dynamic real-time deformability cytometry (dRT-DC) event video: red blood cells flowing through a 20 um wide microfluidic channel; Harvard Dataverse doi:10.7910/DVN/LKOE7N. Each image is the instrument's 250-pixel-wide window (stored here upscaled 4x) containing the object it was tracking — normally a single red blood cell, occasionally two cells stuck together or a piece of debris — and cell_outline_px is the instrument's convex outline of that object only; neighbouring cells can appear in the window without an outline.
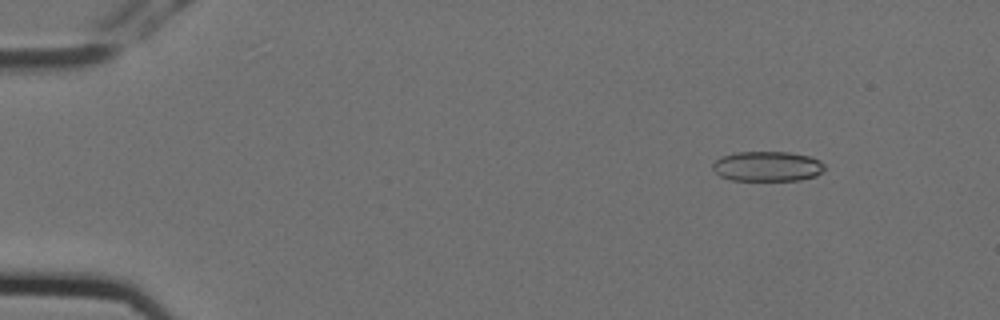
{"species": "Egyptian fruit bat (a non-hibernating species)", "species_latin": "Rousettus aegyptiacus", "temperature_condition": "cold", "stored_images_in_passage": 5, "camera_frame_rate_fps": 3000, "um_per_image_px": 0.085, "animal": {"sex": "female"}, "frame": {"image": 1, "passage_image": 2, "time_ms": 0.333, "image_size_px": [1000, 320], "cell_outline_px": [[824, 168], [816, 176], [800, 180], [732, 180], [720, 176], [712, 168], [712, 164], [716, 160], [724, 156], [736, 152], [788, 152], [808, 156], [820, 160], [824, 164]], "centroid_in_image_um": [65.23, 14.14], "position_along_channel_um": 19.8, "area_um2": 19.42}}